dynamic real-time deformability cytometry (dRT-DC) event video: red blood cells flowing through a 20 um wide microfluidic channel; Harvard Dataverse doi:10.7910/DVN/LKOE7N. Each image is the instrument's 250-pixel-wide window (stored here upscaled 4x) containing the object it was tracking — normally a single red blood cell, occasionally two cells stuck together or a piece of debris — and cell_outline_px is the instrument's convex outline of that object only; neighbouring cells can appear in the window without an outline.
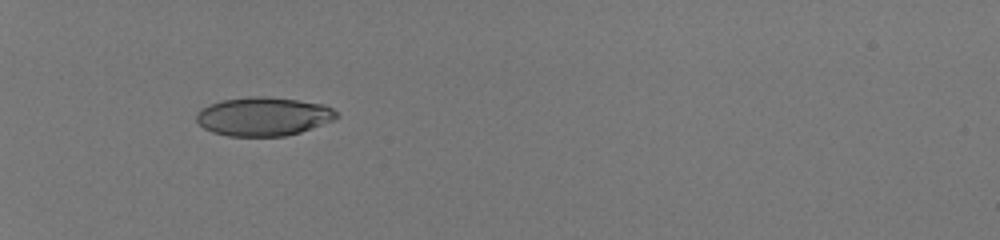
{"species": "human", "species_latin": "Homo sapiens", "temperature_condition": "room temperature", "stored_images_in_passage": 33, "camera_frame_rate_fps": 3000, "um_per_image_px": 0.085, "donor": {"sex": "male"}, "frame": {"image": 1, "passage_image": 1, "time_ms": 0.0, "image_size_px": [1000, 240], "cell_outline_px": [[340, 116], [332, 120], [300, 132], [284, 136], [228, 136], [212, 132], [204, 128], [196, 120], [196, 112], [200, 108], [224, 100], [252, 96], [264, 96], [296, 100], [324, 104], [332, 108]], "centroid_in_image_um": [22.37, 9.9], "position_along_channel_um": 62.6, "area_um2": 31.39}}
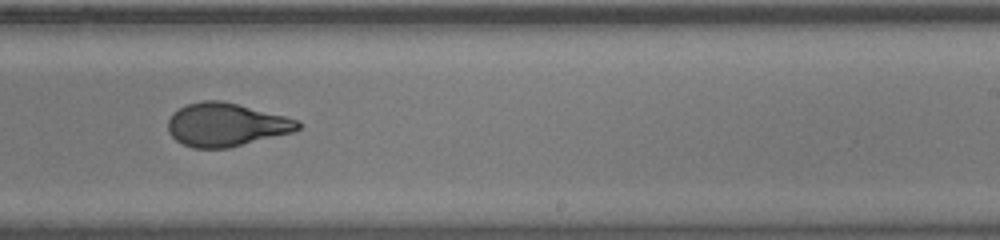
{"frame": {"image": 2, "passage_image": 18, "time_ms": 5.667, "image_size_px": [1000, 240], "cell_outline_px": [[300, 128], [292, 132], [228, 148], [192, 148], [176, 140], [168, 132], [168, 120], [172, 112], [188, 104], [200, 100], [220, 100], [300, 120]], "centroid_in_image_um": [19.18, 10.6], "position_along_channel_um": 269.8, "area_um2": 32.54}}
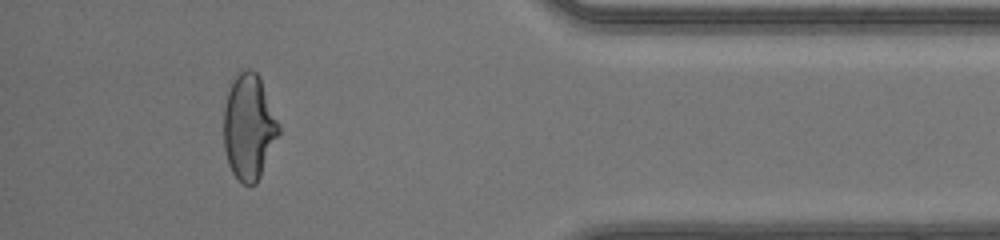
{"frame": {"image": 3, "passage_image": 30, "time_ms": 9.667, "image_size_px": [1000, 240], "cell_outline_px": [[280, 132], [260, 176], [256, 184], [244, 184], [232, 172], [228, 164], [224, 148], [224, 108], [228, 92], [236, 72], [244, 68], [252, 68], [260, 76], [280, 124]], "centroid_in_image_um": [21.16, 10.74], "position_along_channel_um": 414.0, "area_um2": 33.99}, "authors_computed_cell_mechanics": {"area_um2": 33.2928, "velocity_mm_per_s": 4.1892, "shape_relaxation_time_tau1_ms": 6.2872, "shape_relaxation_time_tau2_ms": null, "deformation_change_tau1": 0.2406, "deformation_change_tau2": null}}